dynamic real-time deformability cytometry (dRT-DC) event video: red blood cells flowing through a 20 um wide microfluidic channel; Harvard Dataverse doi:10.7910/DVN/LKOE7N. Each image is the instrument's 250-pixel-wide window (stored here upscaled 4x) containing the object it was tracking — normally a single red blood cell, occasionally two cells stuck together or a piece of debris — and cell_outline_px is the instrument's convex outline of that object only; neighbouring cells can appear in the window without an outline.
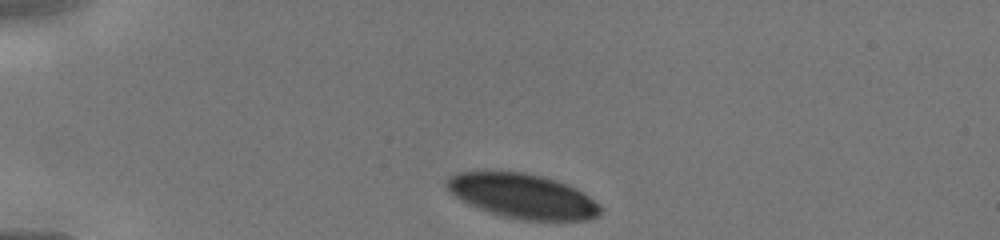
{"species": "human", "species_latin": "Homo sapiens", "temperature_condition": "cold", "stored_images_in_passage": 6, "camera_frame_rate_fps": 3000, "um_per_image_px": 0.085, "donor": {"sex": "male"}, "frame": {"image": 1, "passage_image": 1, "time_ms": 0.0, "image_size_px": [1000, 240], "cell_outline_px": [[600, 212], [596, 216], [588, 220], [520, 220], [488, 212], [460, 200], [444, 184], [456, 172], [524, 172], [556, 180], [576, 188], [600, 204]], "centroid_in_image_um": [44.43, 16.67], "position_along_channel_um": 40.6, "area_um2": 39.48}}